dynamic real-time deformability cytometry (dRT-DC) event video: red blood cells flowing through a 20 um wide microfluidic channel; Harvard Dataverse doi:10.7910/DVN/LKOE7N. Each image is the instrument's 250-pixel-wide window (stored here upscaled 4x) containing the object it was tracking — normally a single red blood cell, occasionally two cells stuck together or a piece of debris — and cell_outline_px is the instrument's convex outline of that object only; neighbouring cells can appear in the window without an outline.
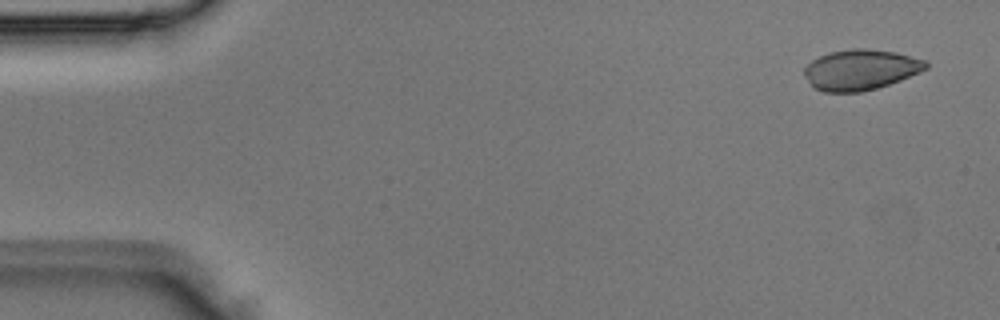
{"species": "Egyptian fruit bat (a non-hibernating species)", "species_latin": "Rousettus aegyptiacus", "temperature_condition": "room temperature", "stored_images_in_passage": 5, "segment_of_instrument_passage": [1, 2], "camera_frame_rate_fps": 3000, "um_per_image_px": 0.085, "animal": {"sex": "male"}, "frame": {"image": 1, "passage_image": 1, "time_ms": 0.0, "image_size_px": [1000, 320], "cell_outline_px": [[928, 68], [920, 72], [900, 80], [876, 88], [860, 92], [824, 92], [816, 88], [804, 76], [804, 68], [812, 60], [828, 52], [852, 48], [868, 48], [896, 52], [928, 60]], "centroid_in_image_um": [73.18, 5.91], "position_along_channel_um": 11.8, "area_um2": 28.78}}